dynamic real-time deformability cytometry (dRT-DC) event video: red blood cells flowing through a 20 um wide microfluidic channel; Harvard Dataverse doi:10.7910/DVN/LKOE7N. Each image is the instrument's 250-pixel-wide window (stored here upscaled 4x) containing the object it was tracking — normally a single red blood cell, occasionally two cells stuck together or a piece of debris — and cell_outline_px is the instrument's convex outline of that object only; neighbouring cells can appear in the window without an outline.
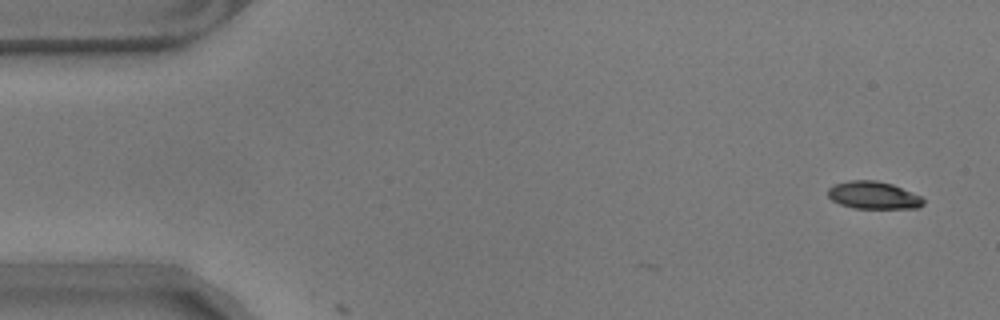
{"species": "common noctule bat (a hibernating species)", "species_latin": "Nyctalus noctula", "temperature_condition": "warm", "stored_images_in_passage": 3, "camera_frame_rate_fps": 3000, "um_per_image_px": 0.085, "animal": {"sex": "male", "body_mass_g": 17.9}, "frame": {"image": 1, "passage_image": 3, "time_ms": 0.667, "image_size_px": [1000, 320], "cell_outline_px": [[924, 204], [920, 208], [852, 208], [840, 204], [832, 200], [828, 196], [828, 188], [836, 184], [848, 180], [876, 180], [892, 184], [920, 196], [924, 200]], "centroid_in_image_um": [74.23, 16.6], "position_along_channel_um": 10.8, "area_um2": 15.26}}